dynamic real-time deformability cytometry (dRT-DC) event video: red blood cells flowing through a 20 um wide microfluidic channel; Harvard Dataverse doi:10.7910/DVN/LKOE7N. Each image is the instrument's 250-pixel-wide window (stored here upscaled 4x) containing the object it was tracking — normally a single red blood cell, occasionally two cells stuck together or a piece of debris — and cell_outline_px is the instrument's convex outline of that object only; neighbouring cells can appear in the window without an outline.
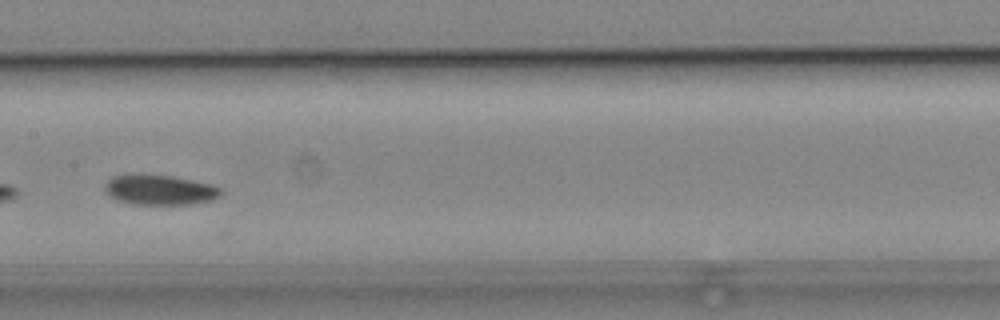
{"species": "common noctule bat (a hibernating species)", "species_latin": "Nyctalus noctula", "temperature_condition": "cold", "stored_images_in_passage": 8, "camera_frame_rate_fps": 3000, "um_per_image_px": 0.085, "animal": {"sex": "male", "body_mass_g": 19.2, "forearm_length_mm": 51.8}, "frame": {"image": 1, "passage_image": 6, "time_ms": 6.0, "image_size_px": [1000, 320], "cell_outline_px": [[220, 196], [212, 200], [192, 204], [132, 204], [116, 200], [104, 188], [104, 184], [112, 176], [172, 176], [212, 184], [220, 188]], "centroid_in_image_um": [13.61, 16.16], "position_along_channel_um": 193.8, "area_um2": 19.77}}
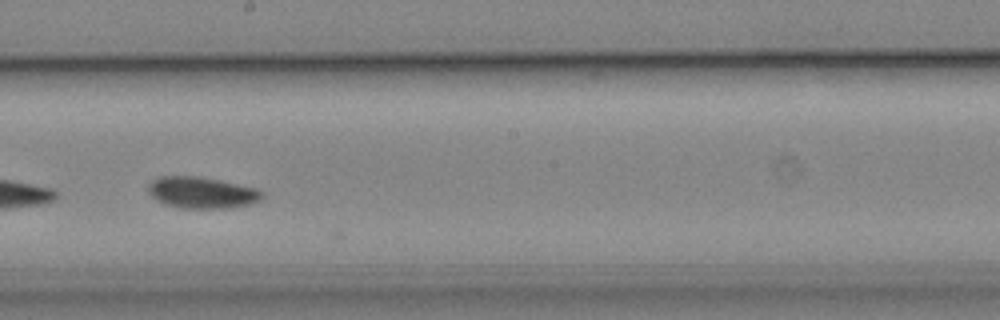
{"frame": {"image": 2, "passage_image": 7, "time_ms": 7.0, "image_size_px": [1000, 320], "cell_outline_px": [[264, 196], [260, 200], [252, 204], [224, 208], [184, 208], [164, 204], [156, 200], [148, 192], [148, 184], [152, 180], [160, 176], [200, 176], [256, 188], [264, 192]], "centroid_in_image_um": [17.15, 16.37], "position_along_channel_um": 231.1, "area_um2": 20.92}}